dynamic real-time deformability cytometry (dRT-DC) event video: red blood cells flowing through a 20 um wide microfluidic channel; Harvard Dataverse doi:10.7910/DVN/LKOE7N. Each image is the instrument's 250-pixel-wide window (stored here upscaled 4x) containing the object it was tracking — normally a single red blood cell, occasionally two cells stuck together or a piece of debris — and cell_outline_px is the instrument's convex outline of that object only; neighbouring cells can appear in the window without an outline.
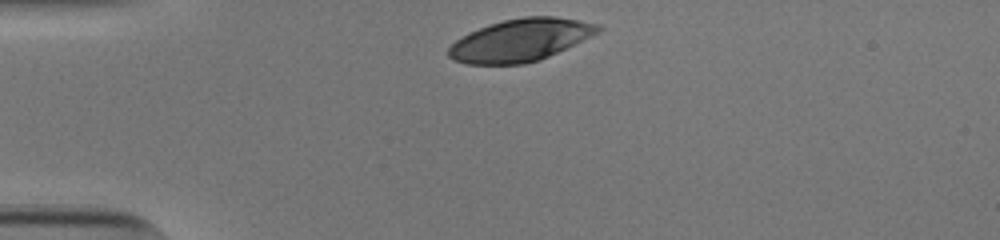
{"species": "human", "species_latin": "Homo sapiens", "temperature_condition": "cold", "stored_images_in_passage": 31, "camera_frame_rate_fps": 3000, "um_per_image_px": 0.085, "donor": {"sex": "male"}, "frame": {"image": 1, "passage_image": 1, "time_ms": 0.0, "image_size_px": [1000, 240], "cell_outline_px": [[604, 28], [600, 32], [592, 36], [540, 60], [524, 64], [468, 64], [452, 60], [448, 56], [448, 48], [456, 40], [468, 32], [504, 20], [524, 16], [556, 16], [580, 20], [600, 24]], "centroid_in_image_um": [44.27, 3.41], "position_along_channel_um": 40.7, "area_um2": 36.99}}
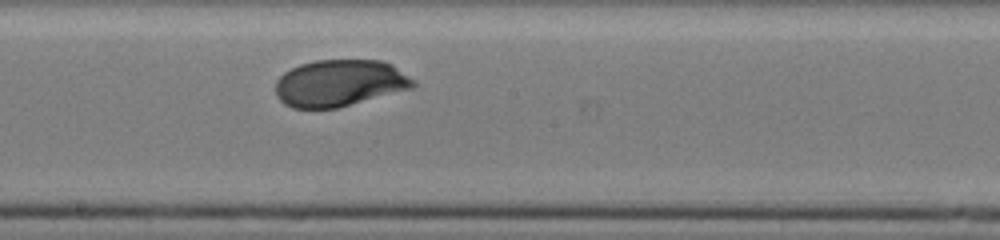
{"frame": {"image": 2, "passage_image": 18, "time_ms": 5.667, "image_size_px": [1000, 240], "cell_outline_px": [[416, 84], [412, 88], [336, 108], [292, 108], [284, 104], [276, 96], [276, 80], [284, 72], [300, 64], [316, 60], [380, 60], [392, 64], [416, 80]], "centroid_in_image_um": [28.87, 7.05], "position_along_channel_um": 219.3, "area_um2": 37.51}}
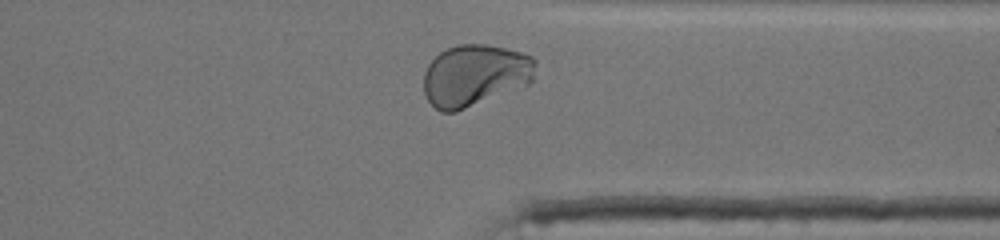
{"frame": {"image": 3, "passage_image": 30, "time_ms": 9.667, "image_size_px": [1000, 240], "cell_outline_px": [[536, 64], [532, 80], [528, 84], [456, 112], [440, 112], [428, 100], [424, 92], [424, 72], [428, 64], [440, 52], [456, 44], [488, 44], [520, 52], [532, 56], [536, 60]], "centroid_in_image_um": [40.36, 6.39], "position_along_channel_um": 371.0, "area_um2": 40.17}, "authors_computed_cell_mechanics": {"area_um2": 37.859, "velocity_mm_per_s": 3.7994, "shape_relaxation_time_tau1_ms": 2.7775, "shape_relaxation_time_tau2_ms": null, "deformation_change_tau1": 0.1485, "deformation_change_tau2": null}}